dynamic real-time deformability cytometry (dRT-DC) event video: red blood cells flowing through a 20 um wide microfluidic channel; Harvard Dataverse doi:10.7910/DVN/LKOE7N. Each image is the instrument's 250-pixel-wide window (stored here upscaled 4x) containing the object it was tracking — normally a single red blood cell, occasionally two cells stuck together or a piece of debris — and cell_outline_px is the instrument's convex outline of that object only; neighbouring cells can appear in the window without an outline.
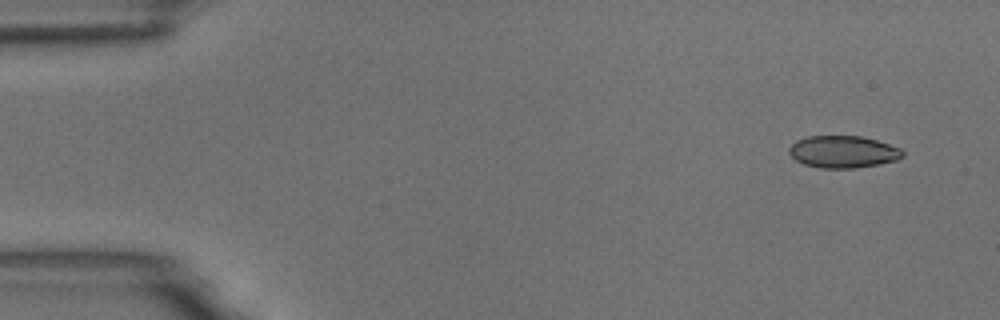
{"species": "common noctule bat (a hibernating species)", "species_latin": "Nyctalus noctula", "temperature_condition": "room temperature", "stored_images_in_passage": 55, "camera_frame_rate_fps": 3000, "um_per_image_px": 0.085, "animal": {"sex": "male", "body_mass_g": 18.8}, "frame": {"image": 1, "passage_image": 1, "time_ms": 0.0, "image_size_px": [1000, 320], "cell_outline_px": [[904, 156], [896, 160], [856, 168], [820, 168], [804, 164], [796, 160], [788, 152], [788, 148], [796, 140], [808, 136], [860, 136], [876, 140], [900, 148], [904, 152]], "centroid_in_image_um": [71.64, 12.9], "position_along_channel_um": 13.4, "area_um2": 21.15}}
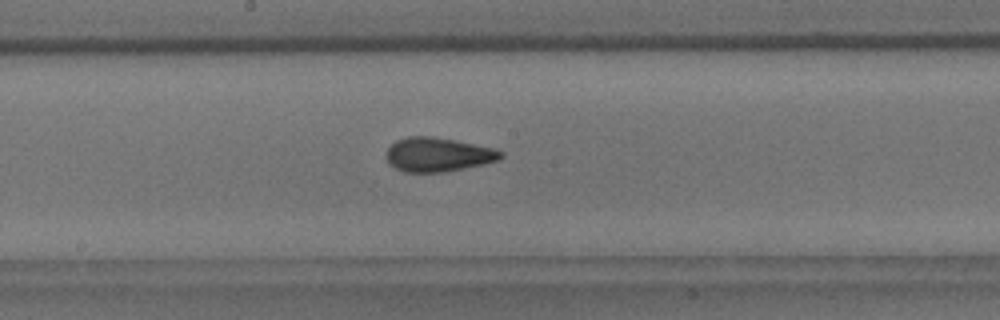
{"frame": {"image": 2, "passage_image": 28, "time_ms": 9.0, "image_size_px": [1000, 320], "cell_outline_px": [[504, 156], [496, 160], [484, 164], [444, 172], [404, 172], [388, 164], [388, 148], [396, 140], [408, 136], [432, 136], [456, 140], [496, 148], [504, 152]], "centroid_in_image_um": [37.26, 13.13], "position_along_channel_um": 210.9, "area_um2": 22.77}}
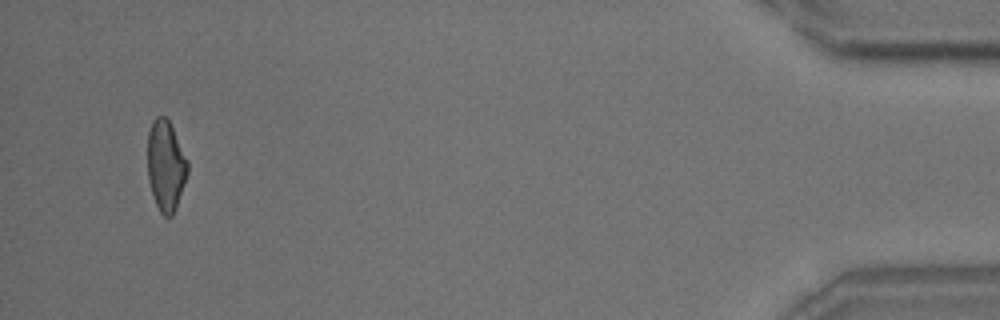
{"frame": {"image": 3, "passage_image": 53, "time_ms": 17.333, "image_size_px": [1000, 320], "cell_outline_px": [[188, 172], [176, 208], [172, 216], [164, 216], [160, 212], [156, 204], [148, 180], [148, 132], [152, 120], [156, 116], [164, 116], [168, 120], [188, 160]], "centroid_in_image_um": [14.09, 14.08], "position_along_channel_um": 421.1, "area_um2": 20.98}, "authors_computed_cell_mechanics": {"area_um2": 21.8484, "velocity_mm_per_s": 3.4643, "shape_relaxation_time_tau1_ms": 8.9798, "shape_relaxation_time_tau2_ms": 1.829, "deformation_change_tau1": 0.1779, "deformation_change_tau2": 0.07}}